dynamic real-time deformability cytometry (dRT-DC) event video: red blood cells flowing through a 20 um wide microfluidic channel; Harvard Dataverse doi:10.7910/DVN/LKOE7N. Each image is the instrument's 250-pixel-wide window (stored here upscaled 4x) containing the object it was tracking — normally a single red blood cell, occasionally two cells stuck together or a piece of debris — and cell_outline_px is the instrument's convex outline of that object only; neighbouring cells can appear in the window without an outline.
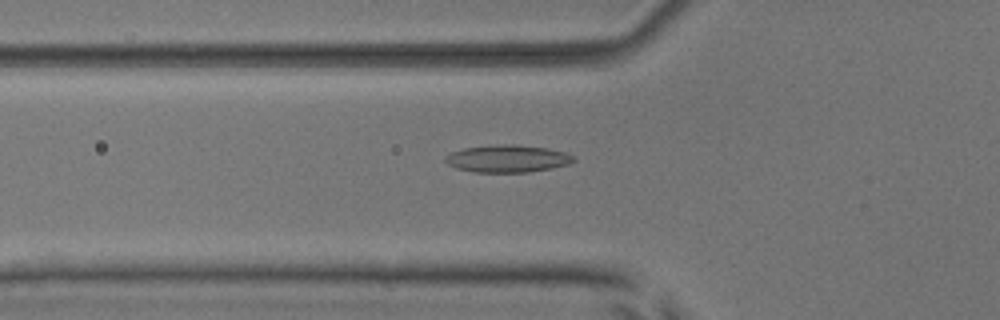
{"species": "common noctule bat (a hibernating species)", "species_latin": "Nyctalus noctula", "temperature_condition": "room temperature", "stored_images_in_passage": 49, "camera_frame_rate_fps": 3000, "um_per_image_px": 0.085, "animal": {"sex": "male", "body_mass_g": 17.9, "forearm_length_mm": 54.2}, "frame": {"image": 1, "passage_image": 14, "time_ms": 4.333, "image_size_px": [1000, 320], "cell_outline_px": [[576, 160], [568, 164], [552, 168], [528, 172], [476, 172], [456, 168], [448, 164], [444, 160], [444, 156], [452, 152], [464, 148], [496, 144], [516, 144], [548, 148], [564, 152], [576, 156]], "centroid_in_image_um": [43.15, 13.47], "position_along_channel_um": 82.6, "area_um2": 20.58}}
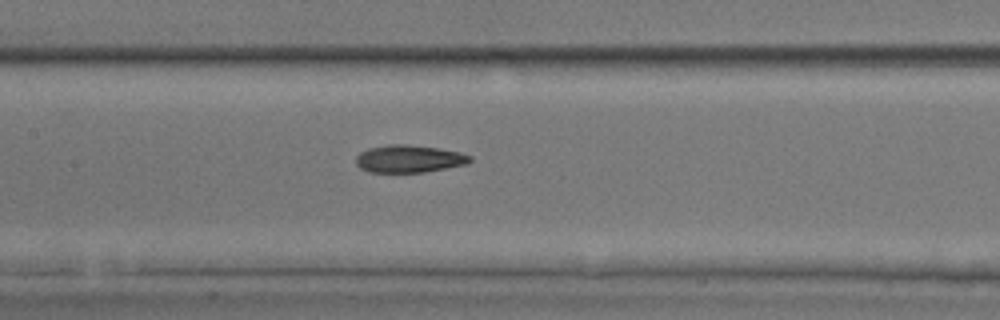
{"frame": {"image": 2, "passage_image": 21, "time_ms": 6.667, "image_size_px": [1000, 320], "cell_outline_px": [[472, 160], [468, 164], [424, 172], [368, 172], [360, 168], [356, 164], [356, 156], [360, 152], [368, 148], [388, 144], [408, 144], [436, 148], [460, 152], [472, 156]], "centroid_in_image_um": [34.76, 13.49], "position_along_channel_um": 172.6, "area_um2": 18.38}}
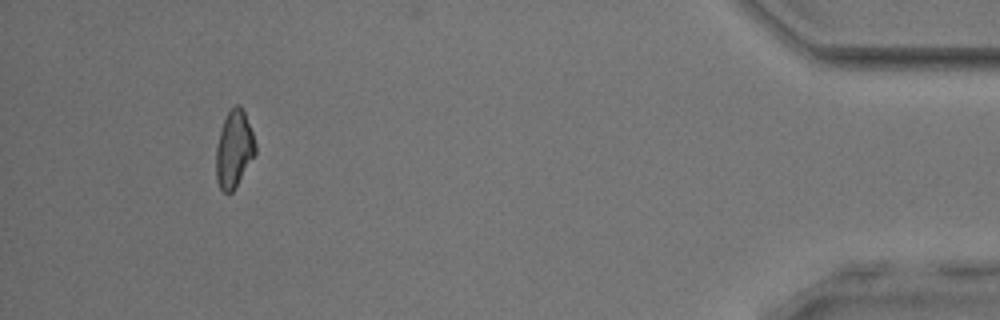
{"frame": {"image": 3, "passage_image": 45, "time_ms": 14.667, "image_size_px": [1000, 320], "cell_outline_px": [[256, 152], [232, 192], [224, 192], [220, 188], [216, 180], [216, 148], [220, 132], [224, 120], [228, 112], [236, 104], [240, 104], [244, 112], [252, 132], [256, 144]], "centroid_in_image_um": [19.88, 12.67], "position_along_channel_um": 415.3, "area_um2": 17.28}, "authors_computed_cell_mechanics": {"area_um2": 18.4382, "velocity_mm_per_s": 3.8381, "shape_relaxation_time_tau1_ms": 6.2218, "shape_relaxation_time_tau2_ms": 4.6754, "deformation_change_tau1": 0.177, "deformation_change_tau2": 0.1359}}